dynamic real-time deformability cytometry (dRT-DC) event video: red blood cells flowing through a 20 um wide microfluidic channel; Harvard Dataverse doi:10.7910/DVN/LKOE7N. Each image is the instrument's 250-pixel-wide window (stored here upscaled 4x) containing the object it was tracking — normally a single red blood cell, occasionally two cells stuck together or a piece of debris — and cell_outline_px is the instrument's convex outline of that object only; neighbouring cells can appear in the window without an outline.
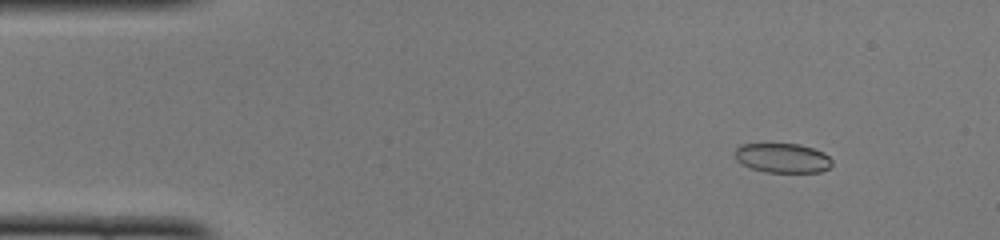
{"species": "common noctule bat (a hibernating species)", "species_latin": "Nyctalus noctula", "temperature_condition": "cold", "stored_images_in_passage": 50, "camera_frame_rate_fps": 3000, "um_per_image_px": 0.085, "animal": {"sex": "female", "body_mass_g": 22.0, "forearm_length_mm": 56.7}, "frame": {"image": 1, "passage_image": 6, "time_ms": 1.667, "image_size_px": [1000, 240], "cell_outline_px": [[832, 164], [828, 168], [820, 172], [764, 172], [752, 168], [736, 160], [732, 152], [740, 144], [800, 144], [824, 152], [832, 160]], "centroid_in_image_um": [66.5, 13.42], "position_along_channel_um": 18.5, "area_um2": 16.76}}
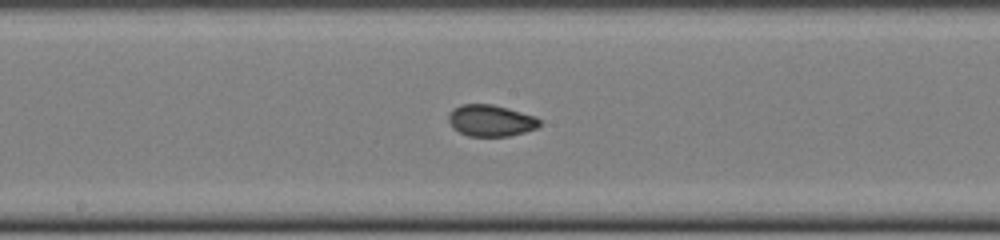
{"frame": {"image": 2, "passage_image": 26, "time_ms": 8.333, "image_size_px": [1000, 240], "cell_outline_px": [[540, 124], [536, 128], [524, 132], [508, 136], [468, 136], [452, 128], [448, 120], [448, 116], [452, 108], [460, 104], [492, 104], [508, 108], [536, 116], [540, 120]], "centroid_in_image_um": [41.69, 10.24], "position_along_channel_um": 206.5, "area_um2": 16.82}}
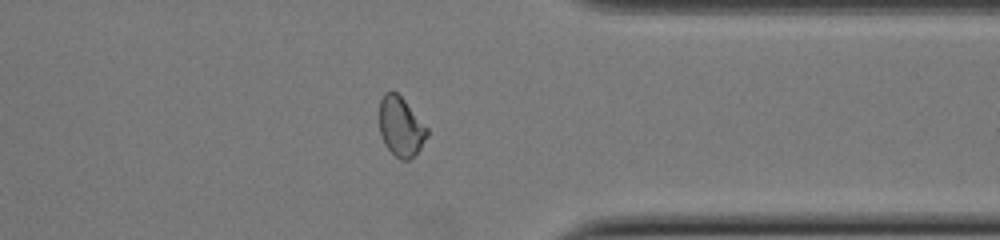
{"frame": {"image": 3, "passage_image": 39, "time_ms": 12.667, "image_size_px": [1000, 240], "cell_outline_px": [[428, 136], [420, 148], [408, 160], [400, 160], [384, 144], [380, 132], [380, 100], [384, 92], [396, 92], [404, 100], [428, 128]], "centroid_in_image_um": [34.07, 10.77], "position_along_channel_um": 377.3, "area_um2": 16.3}, "authors_computed_cell_mechanics": {"area_um2": 16.9643, "velocity_mm_per_s": 4.0999, "shape_relaxation_time_tau1_ms": null, "shape_relaxation_time_tau2_ms": 1.8933, "deformation_change_tau1": null, "deformation_change_tau2": 0.0615}}